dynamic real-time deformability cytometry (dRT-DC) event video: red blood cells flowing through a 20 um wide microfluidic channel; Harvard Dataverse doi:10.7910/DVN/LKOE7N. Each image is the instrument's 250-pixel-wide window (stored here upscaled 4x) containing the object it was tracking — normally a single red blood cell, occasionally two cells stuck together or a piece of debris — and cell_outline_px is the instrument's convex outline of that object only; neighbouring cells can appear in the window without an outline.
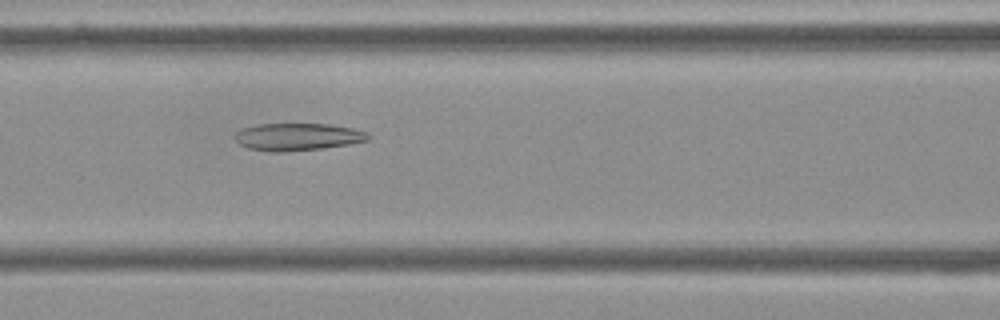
{"species": "Egyptian fruit bat (a non-hibernating species)", "species_latin": "Rousettus aegyptiacus", "temperature_condition": "cold", "stored_images_in_passage": 55, "camera_frame_rate_fps": 3000, "um_per_image_px": 0.085, "frame": {"image": 1, "passage_image": 23, "time_ms": 7.333, "image_size_px": [1000, 320], "cell_outline_px": [[372, 136], [368, 140], [352, 144], [320, 148], [284, 152], [272, 152], [248, 148], [240, 144], [232, 136], [240, 128], [256, 124], [332, 124], [352, 128], [368, 132]], "centroid_in_image_um": [25.3, 11.62], "position_along_channel_um": 141.3, "area_um2": 21.5}}
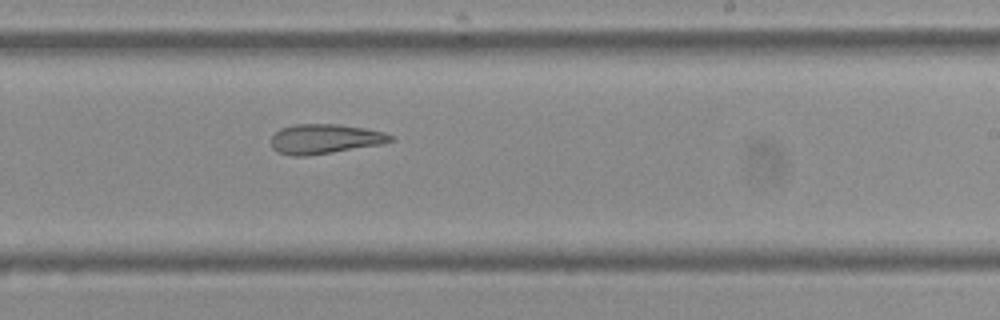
{"frame": {"image": 2, "passage_image": 33, "time_ms": 10.667, "image_size_px": [1000, 320], "cell_outline_px": [[396, 140], [380, 144], [308, 156], [292, 156], [276, 152], [272, 148], [272, 136], [280, 128], [292, 124], [340, 124], [364, 128], [384, 132], [392, 136]], "centroid_in_image_um": [27.58, 11.8], "position_along_channel_um": 261.4, "area_um2": 20.69}}
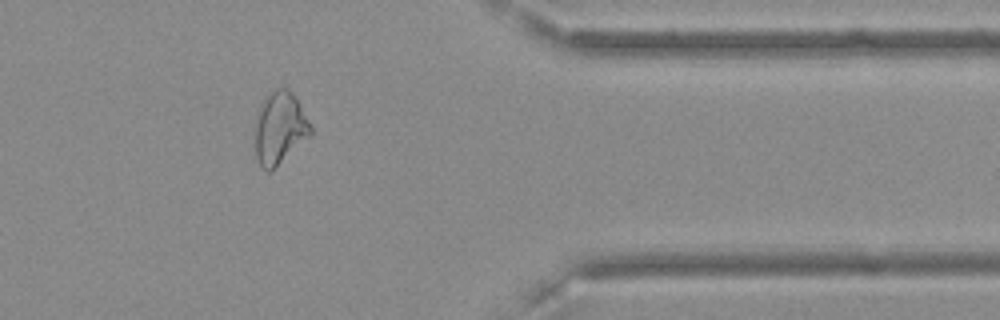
{"frame": {"image": 3, "passage_image": 45, "time_ms": 14.667, "image_size_px": [1000, 320], "cell_outline_px": [[312, 136], [268, 172], [260, 168], [256, 156], [256, 120], [260, 104], [264, 96], [268, 92], [276, 88], [288, 88], [292, 92], [312, 124]], "centroid_in_image_um": [23.8, 10.86], "position_along_channel_um": 387.6, "area_um2": 23.58}, "authors_computed_cell_mechanics": {"area_um2": 24.276, "velocity_mm_per_s": 3.6048, "shape_relaxation_time_tau1_ms": null, "shape_relaxation_time_tau2_ms": 4.6183, "deformation_change_tau1": null, "deformation_change_tau2": 0.1562}}